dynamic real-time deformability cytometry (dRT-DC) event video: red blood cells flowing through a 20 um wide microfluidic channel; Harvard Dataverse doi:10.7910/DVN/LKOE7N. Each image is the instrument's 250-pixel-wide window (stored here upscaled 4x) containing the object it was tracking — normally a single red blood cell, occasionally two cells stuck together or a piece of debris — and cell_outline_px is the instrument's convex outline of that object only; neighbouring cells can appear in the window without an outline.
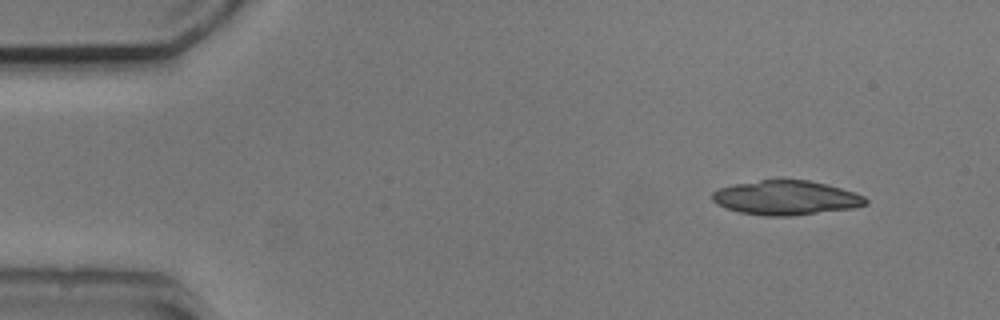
{"species": "common noctule bat (a hibernating species)", "species_latin": "Nyctalus noctula", "temperature_condition": "cold", "stored_images_in_passage": 49, "segment_of_instrument_passage": [1, 2], "camera_frame_rate_fps": 3000, "um_per_image_px": 0.085, "animal": {"sex": "male", "body_mass_g": 20.5, "forearm_length_mm": 52.5}, "frame": {"image": 1, "passage_image": 1, "time_ms": 0.0, "image_size_px": [1000, 320], "cell_outline_px": [[868, 204], [852, 208], [788, 216], [768, 216], [740, 212], [724, 208], [716, 204], [712, 200], [712, 192], [720, 188], [736, 184], [776, 176], [808, 180], [840, 188], [864, 196], [868, 200]], "centroid_in_image_um": [66.76, 16.77], "position_along_channel_um": 18.2, "area_um2": 31.15}}